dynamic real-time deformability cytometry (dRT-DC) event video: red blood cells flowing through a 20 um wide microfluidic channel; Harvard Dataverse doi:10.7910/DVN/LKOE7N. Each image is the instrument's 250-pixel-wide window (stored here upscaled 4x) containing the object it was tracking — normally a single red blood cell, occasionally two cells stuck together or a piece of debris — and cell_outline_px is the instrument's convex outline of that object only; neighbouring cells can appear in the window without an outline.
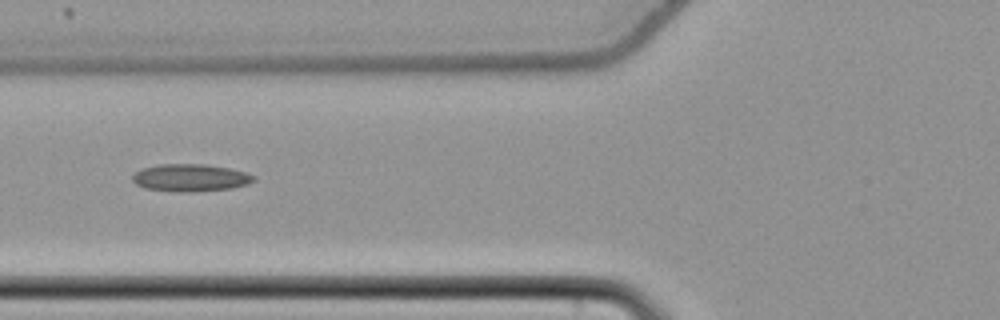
{"species": "common noctule bat (a hibernating species)", "species_latin": "Nyctalus noctula", "temperature_condition": "cold", "stored_images_in_passage": 8, "camera_frame_rate_fps": 3000, "um_per_image_px": 0.085, "animal": {"sex": "female", "body_mass_g": 22.7, "forearm_length_mm": 54.2}, "frame": {"image": 1, "passage_image": 6, "time_ms": 1.667, "image_size_px": [1000, 320], "cell_outline_px": [[256, 180], [248, 184], [232, 188], [188, 192], [180, 192], [144, 188], [136, 184], [132, 180], [132, 176], [140, 168], [160, 164], [208, 164], [248, 172], [256, 176]], "centroid_in_image_um": [16.21, 15.1], "position_along_channel_um": 109.6, "area_um2": 19.54}}